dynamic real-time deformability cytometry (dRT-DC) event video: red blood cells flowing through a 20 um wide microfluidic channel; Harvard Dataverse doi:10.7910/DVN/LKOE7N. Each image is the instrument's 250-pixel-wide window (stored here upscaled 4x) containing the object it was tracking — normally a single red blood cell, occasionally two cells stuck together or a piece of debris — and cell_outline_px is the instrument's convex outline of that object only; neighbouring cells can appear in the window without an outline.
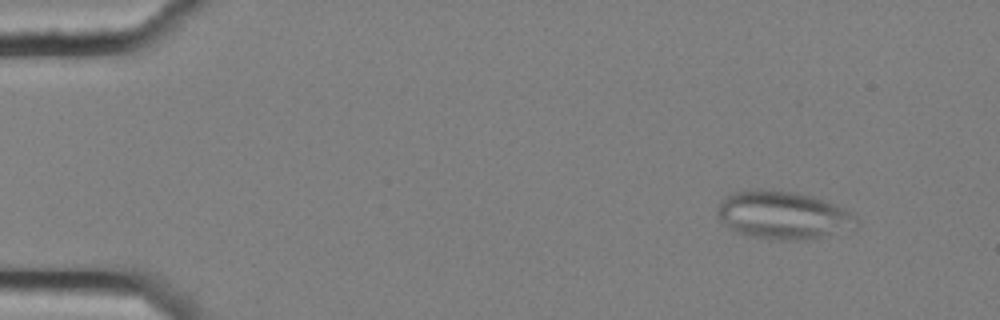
{"species": "common noctule bat (a hibernating species)", "species_latin": "Nyctalus noctula", "temperature_condition": "cold", "stored_images_in_passage": 11, "camera_frame_rate_fps": 3000, "um_per_image_px": 0.085, "animal": {"sex": "female", "body_mass_g": 25.1}, "frame": {"image": 1, "passage_image": 1, "time_ms": 0.0, "image_size_px": [1000, 320], "cell_outline_px": [[856, 228], [804, 240], [780, 240], [748, 236], [736, 232], [728, 228], [720, 220], [716, 212], [724, 196], [732, 192], [748, 188], [760, 188], [796, 192], [812, 196], [832, 204], [856, 216]], "centroid_in_image_um": [66.47, 18.27], "position_along_channel_um": 18.5, "area_um2": 38.9}}